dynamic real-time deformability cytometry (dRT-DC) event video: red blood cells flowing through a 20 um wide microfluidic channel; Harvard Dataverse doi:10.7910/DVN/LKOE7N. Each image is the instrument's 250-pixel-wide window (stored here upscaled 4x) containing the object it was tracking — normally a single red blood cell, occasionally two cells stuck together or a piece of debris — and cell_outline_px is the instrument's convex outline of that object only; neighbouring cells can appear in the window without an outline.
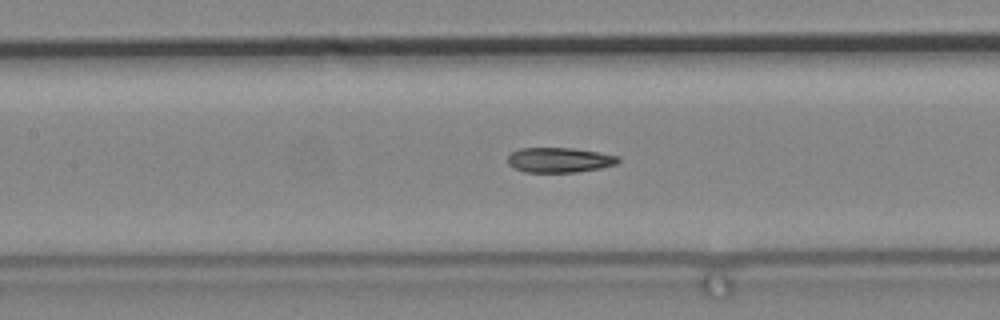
{"species": "common noctule bat (a hibernating species)", "species_latin": "Nyctalus noctula", "temperature_condition": "cold", "stored_images_in_passage": 85, "camera_frame_rate_fps": 3000, "um_per_image_px": 0.085, "animal": {"sex": "male", "body_mass_g": 19.2, "forearm_length_mm": 51.8}, "frame": {"image": 1, "passage_image": 47, "time_ms": 15.333, "image_size_px": [1000, 320], "cell_outline_px": [[620, 160], [616, 164], [600, 168], [576, 172], [524, 172], [512, 168], [508, 164], [508, 156], [512, 152], [520, 148], [572, 148], [600, 152], [620, 156]], "centroid_in_image_um": [47.54, 13.6], "position_along_channel_um": 159.9, "area_um2": 16.18}}
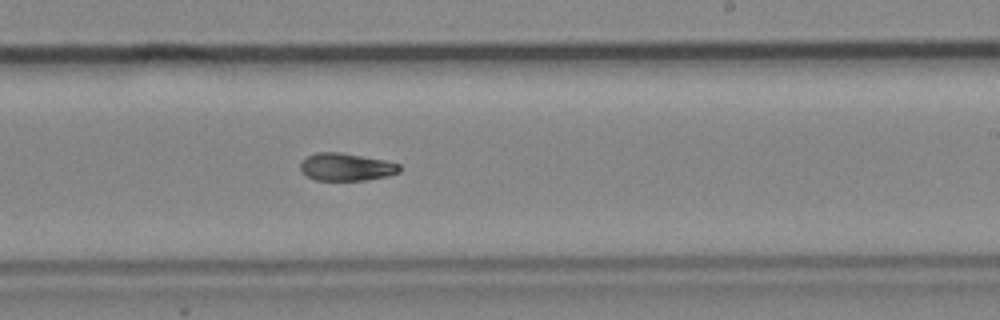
{"frame": {"image": 2, "passage_image": 57, "time_ms": 18.667, "image_size_px": [1000, 320], "cell_outline_px": [[400, 172], [388, 176], [364, 180], [316, 180], [300, 172], [300, 160], [316, 152], [340, 152], [384, 160], [400, 164]], "centroid_in_image_um": [29.4, 14.19], "position_along_channel_um": 259.6, "area_um2": 16.01}}
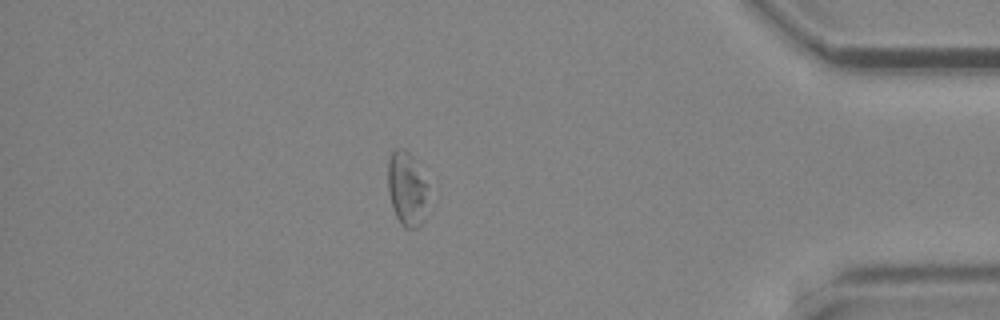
{"frame": {"image": 3, "passage_image": 75, "time_ms": 24.667, "image_size_px": [1000, 320], "cell_outline_px": [[428, 184], [420, 224], [416, 228], [404, 228], [400, 224], [392, 208], [388, 192], [388, 160], [392, 152], [396, 148], [404, 148], [416, 160]], "centroid_in_image_um": [34.54, 15.99], "position_along_channel_um": 400.7, "area_um2": 17.22}}